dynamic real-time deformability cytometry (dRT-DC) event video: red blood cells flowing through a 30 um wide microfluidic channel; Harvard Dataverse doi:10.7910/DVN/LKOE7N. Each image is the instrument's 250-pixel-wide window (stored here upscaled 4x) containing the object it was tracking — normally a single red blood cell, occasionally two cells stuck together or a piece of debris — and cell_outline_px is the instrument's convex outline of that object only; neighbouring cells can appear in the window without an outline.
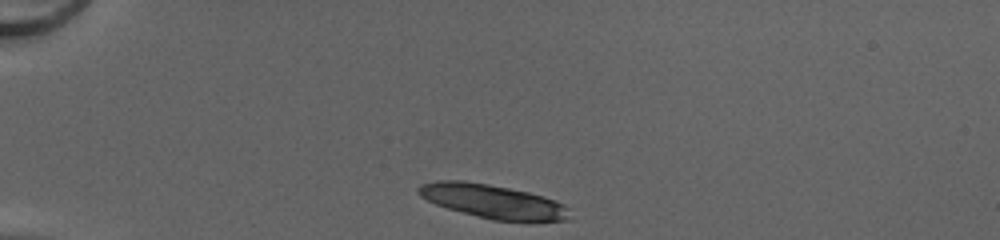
{"species": "common noctule bat (a hibernating species)", "species_latin": "Nyctalus noctula", "temperature_condition": "cold", "stored_images_in_passage": 37, "camera_frame_rate_fps": 3000, "um_per_image_px": 0.085, "animal": {"sex": "female", "body_mass_g": 20.0, "forearm_length_mm": 54.0}, "frame": {"image": 1, "passage_image": 1, "time_ms": 0.0, "image_size_px": [1000, 240], "cell_outline_px": [[568, 220], [532, 224], [492, 220], [476, 216], [448, 208], [436, 204], [420, 196], [416, 192], [416, 188], [420, 184], [436, 180], [464, 180], [488, 184], [528, 192], [544, 196], [556, 200], [564, 204], [568, 208]], "centroid_in_image_um": [41.95, 17.15], "position_along_channel_um": 43.1, "area_um2": 30.63}, "authors_computed_cell_mechanics": {"area_um2": 18.8428, "velocity_mm_per_s": 4.2095, "shape_relaxation_time_tau1_ms": 4.3757, "shape_relaxation_time_tau2_ms": 4.638, "deformation_change_tau1": 0.0975, "deformation_change_tau2": 0.0788}}